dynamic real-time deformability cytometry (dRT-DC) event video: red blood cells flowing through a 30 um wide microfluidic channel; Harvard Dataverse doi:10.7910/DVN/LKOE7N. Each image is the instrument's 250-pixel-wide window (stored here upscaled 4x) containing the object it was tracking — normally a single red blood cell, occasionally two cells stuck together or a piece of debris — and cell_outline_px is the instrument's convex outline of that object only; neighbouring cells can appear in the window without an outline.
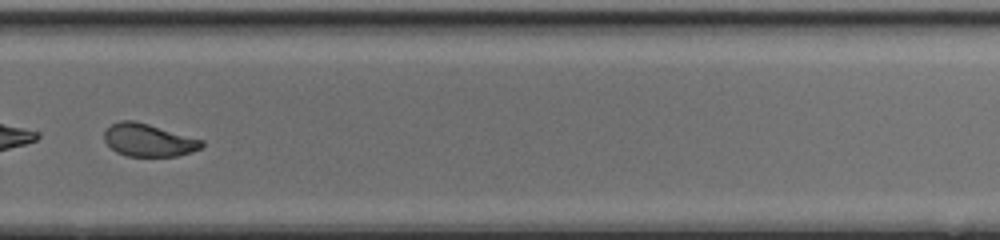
{"species": "common noctule bat (a hibernating species)", "species_latin": "Nyctalus noctula", "temperature_condition": "cold", "stored_images_in_passage": 49, "camera_frame_rate_fps": 3000, "um_per_image_px": 0.085, "animal": {"sex": "female", "body_mass_g": 17.0, "forearm_length_mm": 48.0}, "frame": {"image": 1, "passage_image": 35, "time_ms": 11.333, "image_size_px": [1000, 240], "cell_outline_px": [[204, 144], [200, 148], [192, 152], [176, 156], [128, 156], [116, 152], [104, 140], [104, 132], [112, 124], [120, 120], [136, 120], [204, 140]], "centroid_in_image_um": [12.64, 11.9], "position_along_channel_um": 317.2, "area_um2": 18.61}, "authors_computed_cell_mechanics": {"area_um2": 20.4034, "velocity_mm_per_s": 4.2621, "shape_relaxation_time_tau1_ms": 5.2403, "shape_relaxation_time_tau2_ms": 1.87, "deformation_change_tau1": 0.1548, "deformation_change_tau2": 0.0602}}